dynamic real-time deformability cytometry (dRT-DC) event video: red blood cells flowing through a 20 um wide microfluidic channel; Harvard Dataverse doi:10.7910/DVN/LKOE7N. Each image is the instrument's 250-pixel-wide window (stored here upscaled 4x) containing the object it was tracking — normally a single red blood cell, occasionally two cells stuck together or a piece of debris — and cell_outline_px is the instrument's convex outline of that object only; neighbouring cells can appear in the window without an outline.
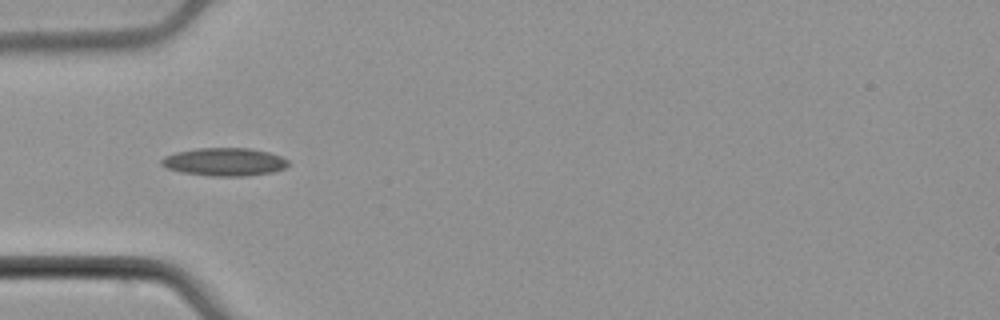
{"species": "common noctule bat (a hibernating species)", "species_latin": "Nyctalus noctula", "temperature_condition": "cold", "stored_images_in_passage": 3, "camera_frame_rate_fps": 3000, "um_per_image_px": 0.085, "animal": {"sex": "male", "body_mass_g": 21.5, "forearm_length_mm": 52.0}, "frame": {"image": 1, "passage_image": 2, "time_ms": 0.333, "image_size_px": [1000, 320], "cell_outline_px": [[288, 164], [284, 168], [272, 172], [244, 176], [212, 176], [180, 172], [168, 168], [160, 164], [160, 160], [164, 156], [176, 152], [196, 148], [248, 148], [268, 152], [280, 156], [288, 160]], "centroid_in_image_um": [19.04, 13.75], "position_along_channel_um": 66.0, "area_um2": 20.63}}
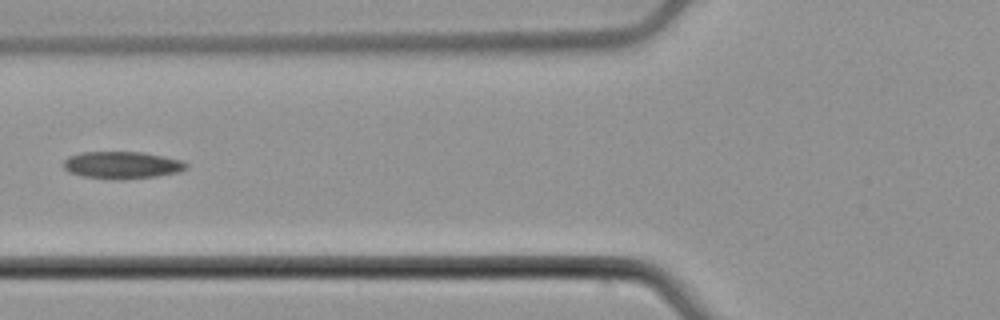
{"frame": {"image": 2, "passage_image": 3, "time_ms": 0.667, "image_size_px": [1000, 320], "cell_outline_px": [[188, 168], [180, 172], [156, 176], [80, 176], [68, 172], [64, 168], [64, 160], [68, 156], [80, 152], [144, 152], [164, 156], [180, 160], [188, 164]], "centroid_in_image_um": [10.38, 13.97], "position_along_channel_um": 115.4, "area_um2": 18.55}}